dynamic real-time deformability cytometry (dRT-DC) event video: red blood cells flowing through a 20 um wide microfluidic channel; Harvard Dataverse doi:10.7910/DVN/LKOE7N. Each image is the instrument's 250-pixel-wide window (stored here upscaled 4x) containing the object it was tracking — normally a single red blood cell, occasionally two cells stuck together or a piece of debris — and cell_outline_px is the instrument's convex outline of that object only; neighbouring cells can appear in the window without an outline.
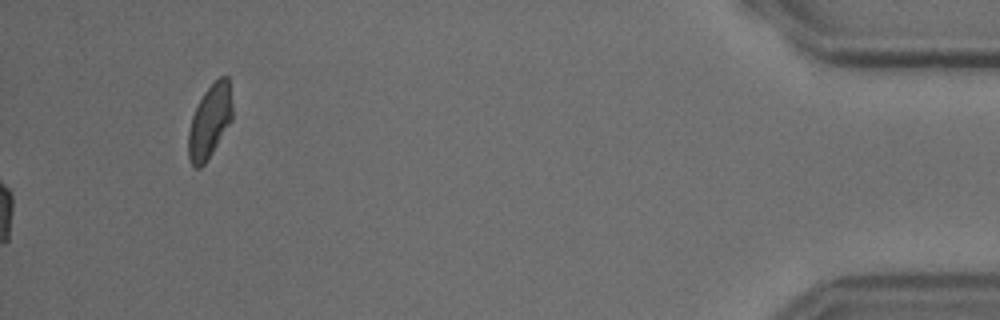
{"species": "common noctule bat (a hibernating species)", "species_latin": "Nyctalus noctula", "temperature_condition": "cold", "stored_images_in_passage": 45, "camera_frame_rate_fps": 3000, "um_per_image_px": 0.085, "animal": {"sex": "male", "body_mass_g": 18.8}, "frame": {"image": 1, "passage_image": 45, "time_ms": 14.667, "image_size_px": [1000, 320], "cell_outline_px": [[232, 120], [212, 152], [204, 164], [200, 168], [196, 168], [192, 164], [188, 156], [188, 132], [192, 116], [204, 92], [220, 76], [228, 76], [232, 104]], "centroid_in_image_um": [17.83, 10.31], "position_along_channel_um": 417.4, "area_um2": 18.55}}